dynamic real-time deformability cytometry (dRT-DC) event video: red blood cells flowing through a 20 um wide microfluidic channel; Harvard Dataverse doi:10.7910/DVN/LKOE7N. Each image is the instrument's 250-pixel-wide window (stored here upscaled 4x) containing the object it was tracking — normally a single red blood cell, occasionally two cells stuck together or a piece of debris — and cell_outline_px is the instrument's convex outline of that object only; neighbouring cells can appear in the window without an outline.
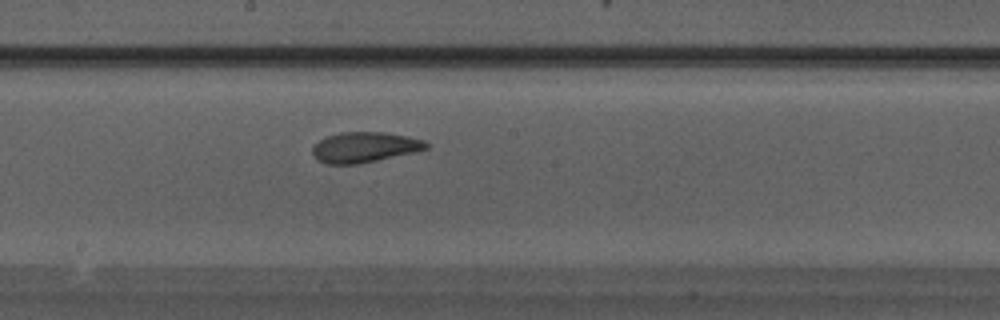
{"species": "Egyptian fruit bat (a non-hibernating species)", "species_latin": "Rousettus aegyptiacus", "temperature_condition": "warm", "stored_images_in_passage": 21, "camera_frame_rate_fps": 3000, "um_per_image_px": 0.085, "animal": {"sex": "male"}, "frame": {"image": 1, "passage_image": 10, "time_ms": 3.0, "image_size_px": [1000, 320], "cell_outline_px": [[428, 148], [416, 152], [356, 164], [324, 164], [316, 160], [312, 152], [312, 148], [320, 140], [328, 136], [340, 132], [384, 132], [424, 140], [428, 144]], "centroid_in_image_um": [30.96, 12.52], "position_along_channel_um": 217.2, "area_um2": 20.0}}
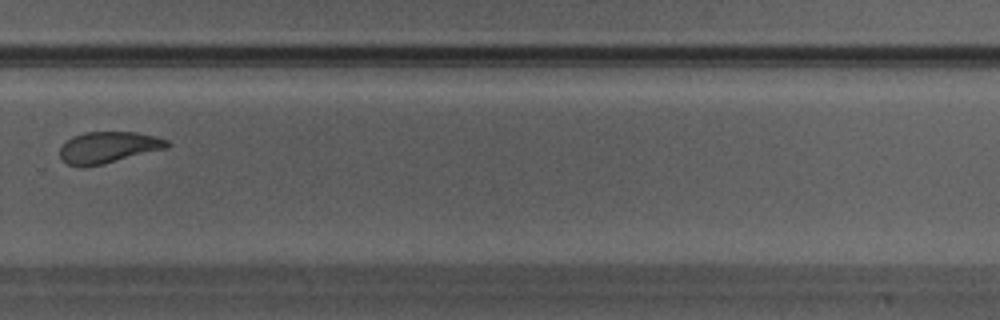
{"frame": {"image": 2, "passage_image": 15, "time_ms": 4.667, "image_size_px": [1000, 320], "cell_outline_px": [[172, 144], [168, 148], [104, 164], [84, 168], [80, 168], [68, 164], [60, 160], [60, 148], [72, 136], [84, 132], [136, 132], [156, 136], [168, 140]], "centroid_in_image_um": [9.21, 12.54], "position_along_channel_um": 320.6, "area_um2": 20.0}}